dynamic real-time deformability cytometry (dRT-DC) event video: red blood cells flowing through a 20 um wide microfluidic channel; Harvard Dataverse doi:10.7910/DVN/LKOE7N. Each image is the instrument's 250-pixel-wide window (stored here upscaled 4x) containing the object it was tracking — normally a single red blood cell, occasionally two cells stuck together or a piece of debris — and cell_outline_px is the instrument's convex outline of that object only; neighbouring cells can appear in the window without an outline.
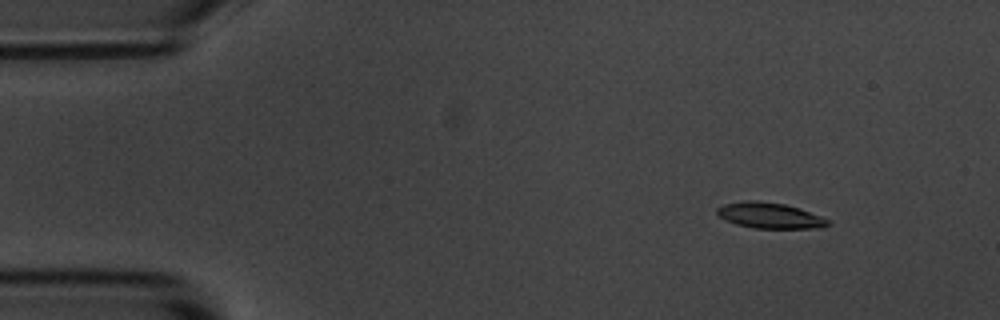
{"species": "common noctule bat (a hibernating species)", "species_latin": "Nyctalus noctula", "temperature_condition": "room temperature", "stored_images_in_passage": 4, "camera_frame_rate_fps": 3000, "um_per_image_px": 0.085, "animal": {"sex": "male", "body_mass_g": 20.1, "forearm_length_mm": 53.5}, "frame": {"image": 1, "passage_image": 1, "time_ms": 0.0, "image_size_px": [1000, 320], "cell_outline_px": [[832, 224], [824, 228], [752, 228], [736, 224], [720, 216], [716, 212], [716, 208], [724, 204], [744, 200], [756, 200], [784, 204], [832, 220]], "centroid_in_image_um": [65.46, 18.32], "position_along_channel_um": 19.5, "area_um2": 16.59}}